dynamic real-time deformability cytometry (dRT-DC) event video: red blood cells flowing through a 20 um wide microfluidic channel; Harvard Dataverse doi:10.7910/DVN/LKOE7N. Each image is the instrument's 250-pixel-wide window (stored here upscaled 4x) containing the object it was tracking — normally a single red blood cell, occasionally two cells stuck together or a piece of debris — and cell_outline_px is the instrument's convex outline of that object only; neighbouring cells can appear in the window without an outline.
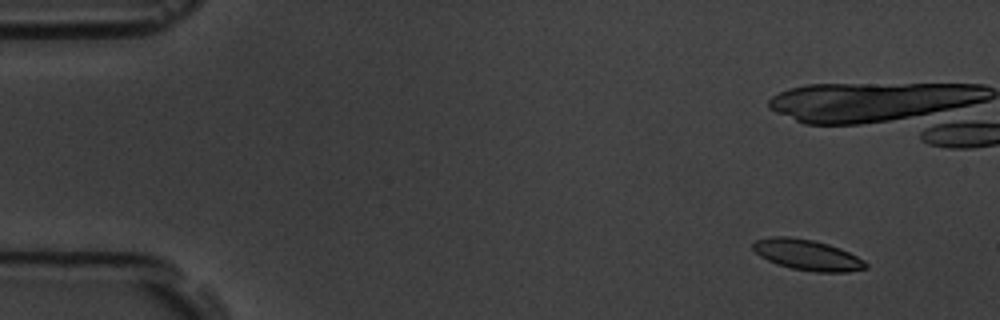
{"species": "common noctule bat (a hibernating species)", "species_latin": "Nyctalus noctula", "temperature_condition": "room temperature", "stored_images_in_passage": 8, "camera_frame_rate_fps": 3000, "um_per_image_px": 0.085, "animal": {"sex": "male", "body_mass_g": 19.5, "forearm_length_mm": 54.6}, "frame": {"image": 1, "passage_image": 2, "time_ms": 1.0, "image_size_px": [1000, 320], "cell_outline_px": [[868, 268], [848, 272], [816, 272], [792, 268], [776, 264], [760, 256], [752, 248], [752, 244], [756, 240], [768, 236], [788, 236], [812, 240], [828, 244], [840, 248], [864, 260], [868, 264]], "centroid_in_image_um": [68.61, 21.66], "position_along_channel_um": 16.4, "area_um2": 20.17}}
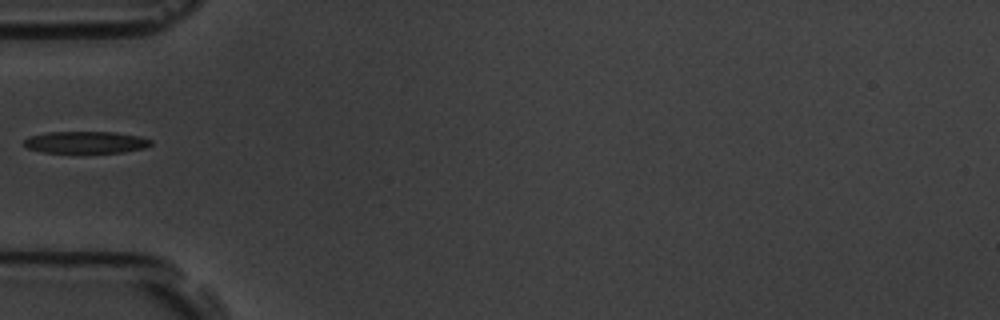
{"frame": {"image": 2, "passage_image": 8, "time_ms": 8.0, "image_size_px": [1000, 320], "cell_outline_px": [[152, 144], [144, 148], [120, 152], [44, 152], [28, 148], [24, 144], [24, 140], [28, 136], [44, 132], [116, 132], [140, 136], [152, 140]], "centroid_in_image_um": [7.29, 12.08], "position_along_channel_um": 77.7, "area_um2": 16.13}}